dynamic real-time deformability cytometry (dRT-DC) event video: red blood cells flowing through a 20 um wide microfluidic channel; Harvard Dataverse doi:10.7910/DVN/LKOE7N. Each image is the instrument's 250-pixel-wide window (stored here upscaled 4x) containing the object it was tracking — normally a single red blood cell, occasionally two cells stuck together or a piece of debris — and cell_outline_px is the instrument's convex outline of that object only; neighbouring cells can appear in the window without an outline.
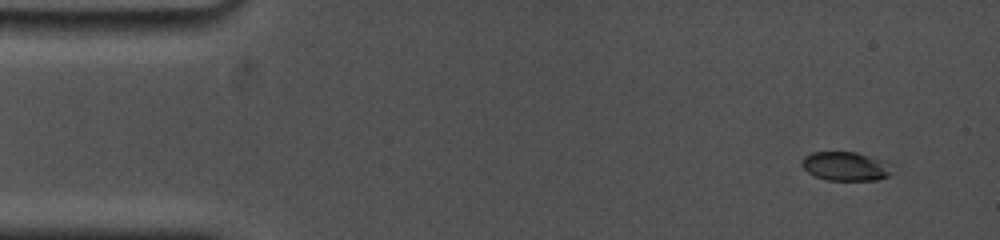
{"species": "common noctule bat (a hibernating species)", "species_latin": "Nyctalus noctula", "temperature_condition": "cold", "stored_images_in_passage": 8, "camera_frame_rate_fps": 5000, "um_per_image_px": 0.085, "animal": {"sex": "female", "body_mass_g": 19.0, "forearm_length_mm": 53.3}, "frame": {"image": 1, "passage_image": 1, "time_ms": 0.0, "image_size_px": [1000, 240], "cell_outline_px": [[896, 172], [888, 176], [876, 180], [828, 180], [816, 176], [808, 172], [800, 164], [800, 160], [804, 156], [812, 152], [856, 152], [884, 160]], "centroid_in_image_um": [71.89, 14.13], "position_along_channel_um": 13.1, "area_um2": 15.37}}
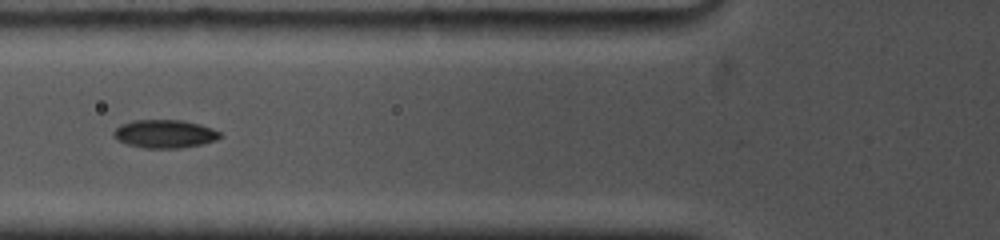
{"frame": {"image": 2, "passage_image": 7, "time_ms": 5.4, "image_size_px": [1000, 240], "cell_outline_px": [[224, 136], [216, 140], [200, 144], [180, 148], [144, 148], [128, 144], [116, 140], [112, 132], [120, 124], [132, 120], [184, 120], [200, 124], [212, 128], [220, 132]], "centroid_in_image_um": [14.0, 11.37], "position_along_channel_um": 111.8, "area_um2": 17.63}}
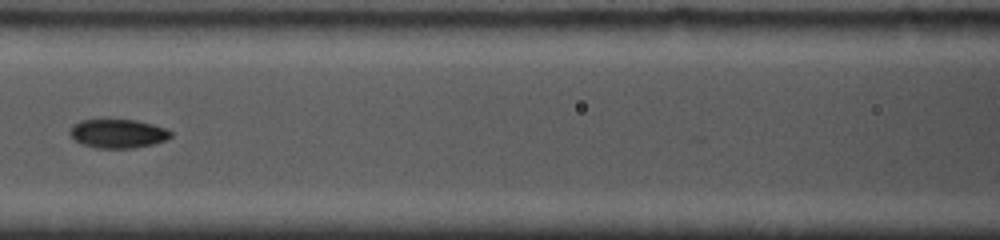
{"frame": {"image": 3, "passage_image": 8, "time_ms": 6.6, "image_size_px": [1000, 240], "cell_outline_px": [[172, 136], [168, 140], [152, 144], [132, 148], [96, 148], [80, 144], [72, 140], [68, 132], [72, 124], [80, 120], [136, 120], [168, 128], [172, 132]], "centroid_in_image_um": [10.0, 11.36], "position_along_channel_um": 156.6, "area_um2": 17.28}}